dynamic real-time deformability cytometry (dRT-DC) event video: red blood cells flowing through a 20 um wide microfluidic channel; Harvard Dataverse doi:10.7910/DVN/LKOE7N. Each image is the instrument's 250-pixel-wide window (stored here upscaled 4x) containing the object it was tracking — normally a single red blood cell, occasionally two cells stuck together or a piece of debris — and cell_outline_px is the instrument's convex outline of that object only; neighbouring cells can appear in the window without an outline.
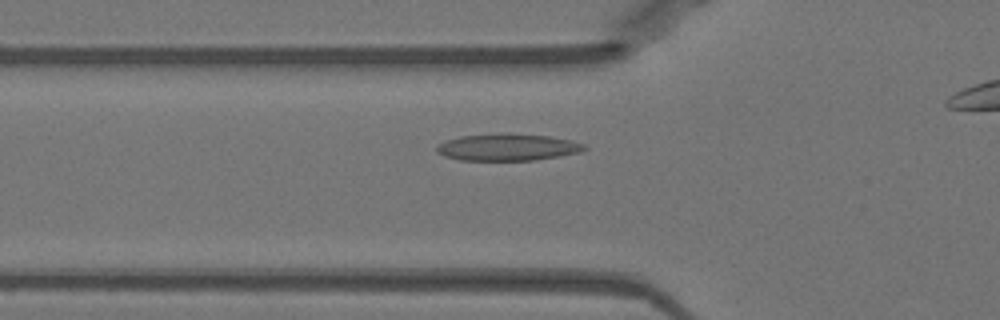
{"species": "Egyptian fruit bat (a non-hibernating species)", "species_latin": "Rousettus aegyptiacus", "temperature_condition": "warm", "stored_images_in_passage": 31, "camera_frame_rate_fps": 3000, "um_per_image_px": 0.085, "animal": {"sex": "female"}, "frame": {"image": 1, "passage_image": 6, "time_ms": 1.667, "image_size_px": [1000, 320], "cell_outline_px": [[588, 148], [580, 152], [560, 156], [532, 160], [460, 160], [444, 156], [436, 152], [436, 148], [444, 140], [460, 136], [548, 136], [568, 140], [584, 144]], "centroid_in_image_um": [43.13, 12.56], "position_along_channel_um": 82.7, "area_um2": 21.96}}
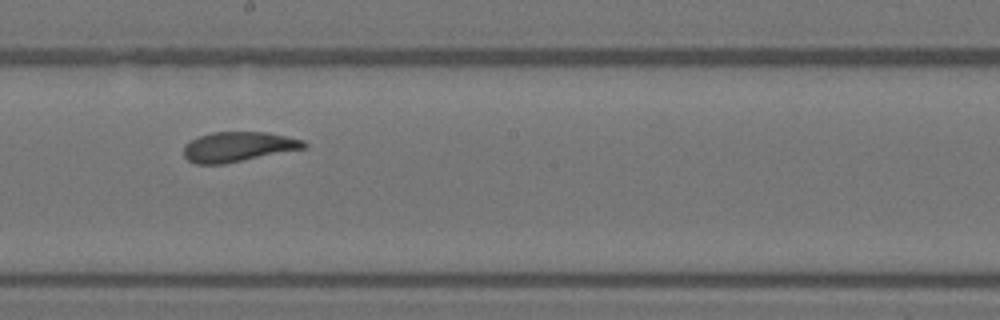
{"frame": {"image": 2, "passage_image": 17, "time_ms": 5.333, "image_size_px": [1000, 320], "cell_outline_px": [[308, 144], [304, 148], [224, 164], [196, 164], [188, 160], [184, 156], [184, 144], [200, 136], [212, 132], [268, 132], [304, 140]], "centroid_in_image_um": [20.23, 12.47], "position_along_channel_um": 228.0, "area_um2": 20.81}}
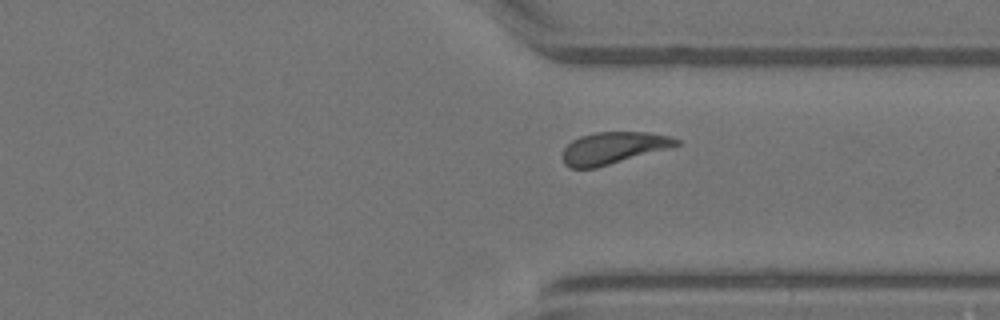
{"frame": {"image": 3, "passage_image": 27, "time_ms": 8.667, "image_size_px": [1000, 320], "cell_outline_px": [[680, 144], [596, 168], [568, 168], [564, 164], [560, 156], [564, 148], [572, 140], [580, 136], [596, 132], [648, 132], [672, 136], [680, 140]], "centroid_in_image_um": [52.06, 12.57], "position_along_channel_um": 359.3, "area_um2": 21.1}}